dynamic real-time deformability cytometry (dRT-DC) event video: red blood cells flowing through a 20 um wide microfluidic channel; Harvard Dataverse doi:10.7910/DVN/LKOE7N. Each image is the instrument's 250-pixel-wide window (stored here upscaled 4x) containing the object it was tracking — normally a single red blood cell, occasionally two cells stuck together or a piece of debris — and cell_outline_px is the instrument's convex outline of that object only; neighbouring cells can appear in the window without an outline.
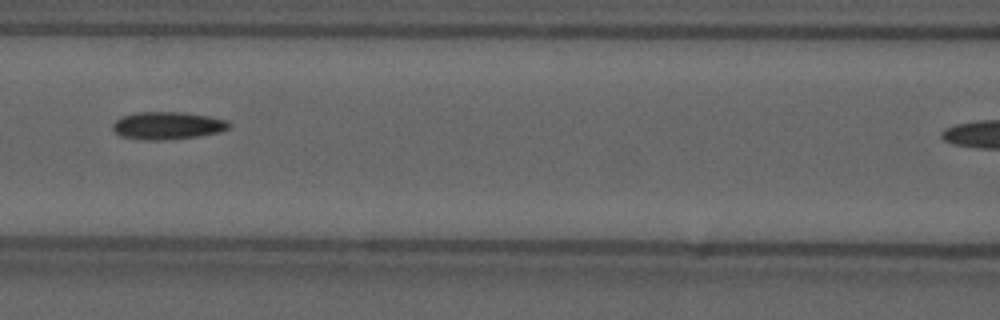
{"species": "common noctule bat (a hibernating species)", "species_latin": "Nyctalus noctula", "temperature_condition": "cold", "stored_images_in_passage": 37, "camera_frame_rate_fps": 3000, "um_per_image_px": 0.085, "animal": {"sex": "male", "forearm_length_mm": 52.5}, "frame": {"image": 1, "passage_image": 16, "time_ms": 5.0, "image_size_px": [1000, 320], "cell_outline_px": [[232, 124], [228, 128], [220, 132], [200, 136], [164, 140], [140, 140], [120, 136], [112, 128], [112, 124], [116, 120], [124, 116], [136, 112], [180, 112], [208, 116], [228, 120]], "centroid_in_image_um": [14.25, 10.68], "position_along_channel_um": 152.4, "area_um2": 18.79}}
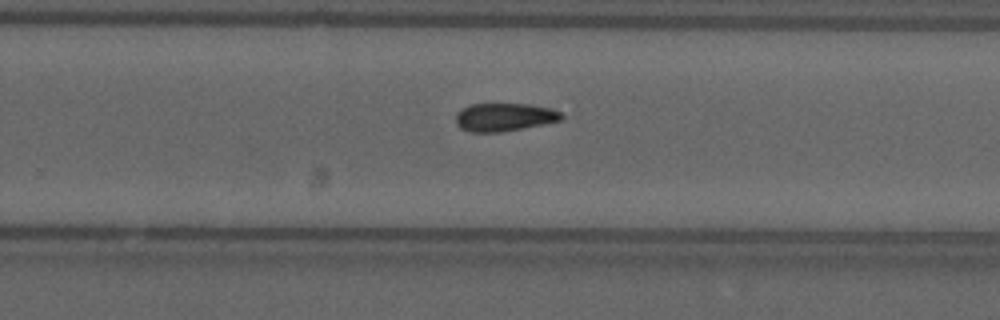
{"frame": {"image": 2, "passage_image": 27, "time_ms": 8.667, "image_size_px": [1000, 320], "cell_outline_px": [[564, 120], [500, 132], [472, 132], [460, 128], [456, 124], [456, 116], [468, 104], [532, 104], [552, 108], [560, 112], [564, 116]], "centroid_in_image_um": [42.91, 9.95], "position_along_channel_um": 286.9, "area_um2": 17.28}}